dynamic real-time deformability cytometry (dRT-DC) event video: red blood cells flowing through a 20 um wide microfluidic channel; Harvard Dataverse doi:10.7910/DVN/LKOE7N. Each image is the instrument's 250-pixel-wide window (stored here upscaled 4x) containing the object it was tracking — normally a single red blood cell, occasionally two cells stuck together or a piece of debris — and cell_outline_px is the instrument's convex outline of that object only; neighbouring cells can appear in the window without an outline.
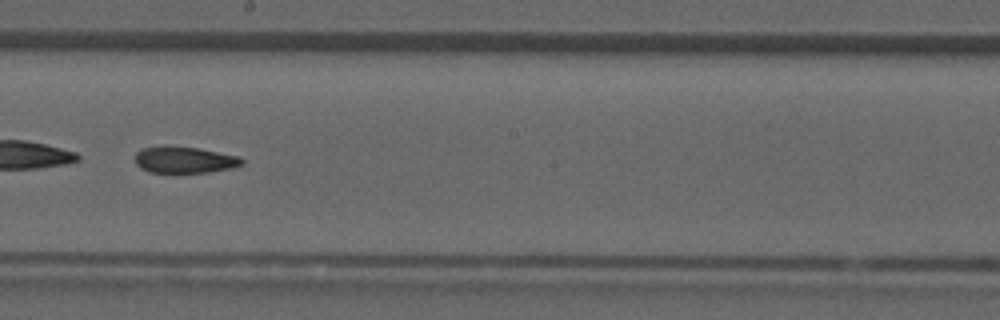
{"species": "common noctule bat (a hibernating species)", "species_latin": "Nyctalus noctula", "temperature_condition": "room temperature", "stored_images_in_passage": 38, "camera_frame_rate_fps": 3000, "um_per_image_px": 0.085, "animal": {"sex": "male", "forearm_length_mm": 52.5}, "frame": {"image": 1, "passage_image": 22, "time_ms": 7.0, "image_size_px": [1000, 320], "cell_outline_px": [[244, 164], [232, 168], [208, 172], [148, 172], [140, 168], [136, 164], [136, 152], [144, 148], [160, 144], [164, 144], [200, 148], [240, 156], [244, 160]], "centroid_in_image_um": [15.68, 13.56], "position_along_channel_um": 232.5, "area_um2": 16.88}}